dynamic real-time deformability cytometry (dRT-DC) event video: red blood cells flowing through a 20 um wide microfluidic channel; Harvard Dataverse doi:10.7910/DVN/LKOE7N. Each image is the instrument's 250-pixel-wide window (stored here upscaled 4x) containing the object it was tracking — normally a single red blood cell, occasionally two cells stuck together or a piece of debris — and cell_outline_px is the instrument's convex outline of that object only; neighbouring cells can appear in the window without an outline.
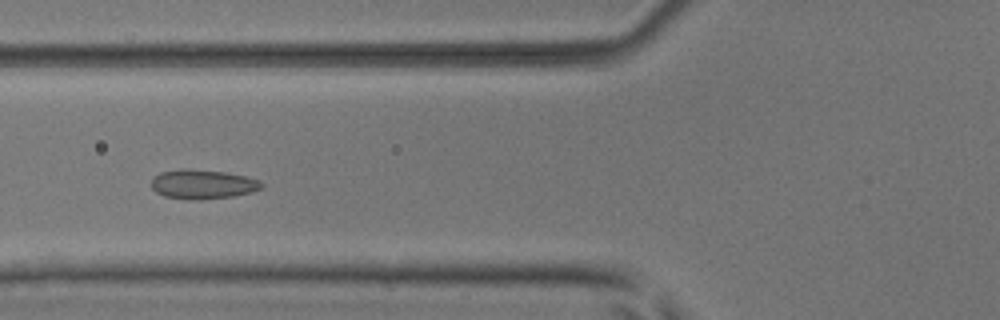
{"species": "common noctule bat (a hibernating species)", "species_latin": "Nyctalus noctula", "temperature_condition": "room temperature", "stored_images_in_passage": 49, "camera_frame_rate_fps": 3000, "um_per_image_px": 0.085, "animal": {"sex": "male", "body_mass_g": 17.9, "forearm_length_mm": 54.2}, "frame": {"image": 1, "passage_image": 17, "time_ms": 5.333, "image_size_px": [1000, 320], "cell_outline_px": [[264, 184], [260, 188], [252, 192], [232, 196], [200, 200], [188, 200], [164, 196], [156, 192], [152, 188], [152, 176], [160, 172], [184, 168], [188, 168], [224, 172], [244, 176], [260, 180]], "centroid_in_image_um": [17.19, 15.66], "position_along_channel_um": 108.6, "area_um2": 18.96}}
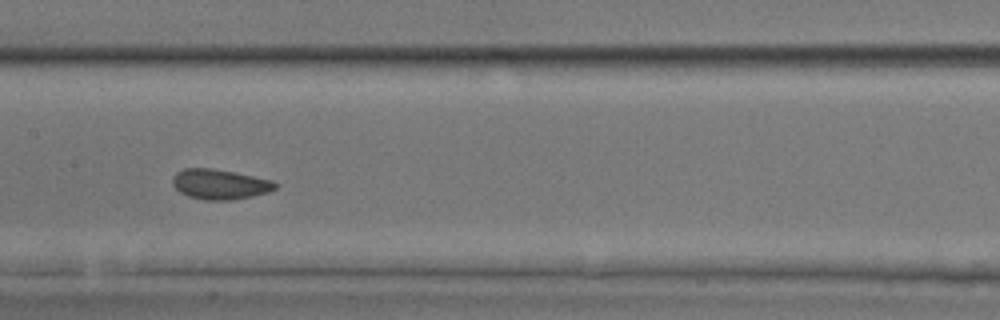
{"frame": {"image": 2, "passage_image": 23, "time_ms": 7.333, "image_size_px": [1000, 320], "cell_outline_px": [[280, 184], [276, 188], [268, 192], [252, 196], [232, 200], [204, 200], [188, 196], [180, 192], [172, 184], [172, 176], [176, 172], [184, 168], [212, 168], [272, 180]], "centroid_in_image_um": [18.67, 15.66], "position_along_channel_um": 188.7, "area_um2": 18.03}}
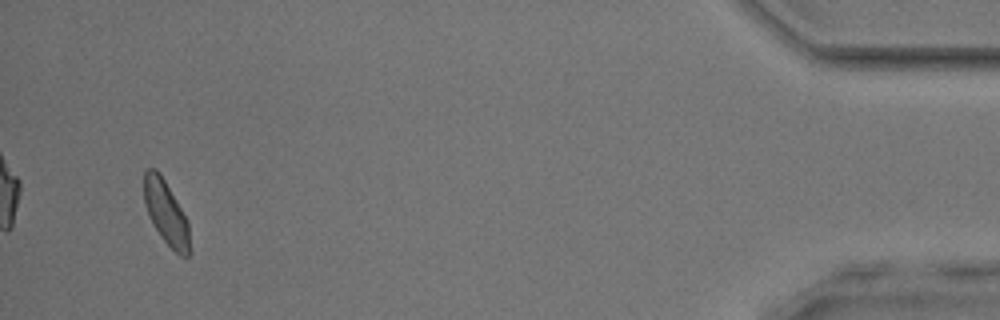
{"frame": {"image": 3, "passage_image": 46, "time_ms": 15.0, "image_size_px": [1000, 320], "cell_outline_px": [[188, 256], [180, 256], [160, 236], [144, 204], [144, 172], [148, 168], [156, 168], [160, 172], [188, 220]], "centroid_in_image_um": [14.09, 18.01], "position_along_channel_um": 421.1, "area_um2": 16.59}, "authors_computed_cell_mechanics": {"area_um2": 18.0336, "velocity_mm_per_s": 4.0275, "shape_relaxation_time_tau1_ms": 2.4588, "shape_relaxation_time_tau2_ms": 1.1464, "deformation_change_tau1": 0.0705, "deformation_change_tau2": 0.0595}}